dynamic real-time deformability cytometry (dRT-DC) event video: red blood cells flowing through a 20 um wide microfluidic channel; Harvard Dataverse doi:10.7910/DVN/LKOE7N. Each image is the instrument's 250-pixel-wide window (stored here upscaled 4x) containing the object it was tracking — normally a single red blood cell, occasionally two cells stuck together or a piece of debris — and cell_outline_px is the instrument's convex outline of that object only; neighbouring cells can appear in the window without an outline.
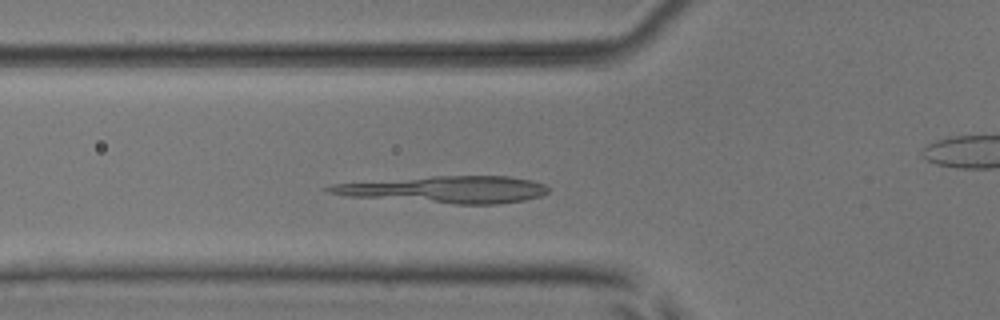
{"species": "common noctule bat (a hibernating species)", "species_latin": "Nyctalus noctula", "temperature_condition": "room temperature", "stored_images_in_passage": 48, "camera_frame_rate_fps": 3000, "um_per_image_px": 0.085, "animal": {"sex": "male", "body_mass_g": 17.9, "forearm_length_mm": 54.2}, "frame": {"image": 1, "passage_image": 13, "time_ms": 4.0, "image_size_px": [1000, 320], "cell_outline_px": [[552, 188], [548, 192], [540, 196], [524, 200], [500, 204], [456, 204], [344, 196], [324, 192], [324, 188], [332, 184], [432, 176], [508, 176], [532, 180], [544, 184]], "centroid_in_image_um": [37.88, 16.11], "position_along_channel_um": 87.9, "area_um2": 34.51}}
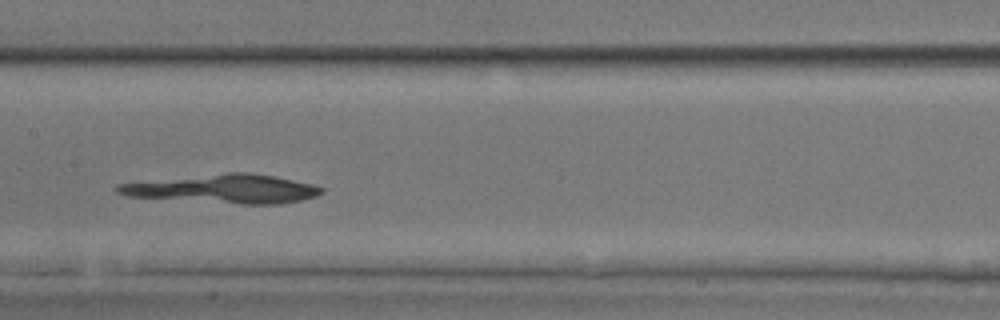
{"frame": {"image": 2, "passage_image": 21, "time_ms": 6.667, "image_size_px": [1000, 320], "cell_outline_px": [[324, 192], [316, 196], [300, 200], [280, 204], [240, 204], [128, 196], [116, 192], [112, 188], [116, 184], [228, 172], [248, 172], [276, 176], [312, 184], [324, 188]], "centroid_in_image_um": [19.04, 16.05], "position_along_channel_um": 188.4, "area_um2": 33.99}}
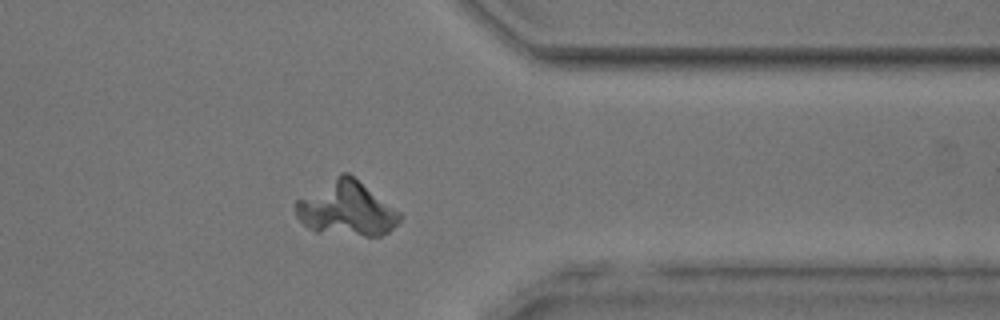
{"frame": {"image": 3, "passage_image": 37, "time_ms": 12.0, "image_size_px": [1000, 320], "cell_outline_px": [[404, 216], [388, 232], [380, 236], [364, 236], [316, 232], [308, 228], [296, 216], [296, 200], [340, 172], [348, 172], [400, 212]], "centroid_in_image_um": [29.44, 17.74], "position_along_channel_um": 382.0, "area_um2": 33.0}}